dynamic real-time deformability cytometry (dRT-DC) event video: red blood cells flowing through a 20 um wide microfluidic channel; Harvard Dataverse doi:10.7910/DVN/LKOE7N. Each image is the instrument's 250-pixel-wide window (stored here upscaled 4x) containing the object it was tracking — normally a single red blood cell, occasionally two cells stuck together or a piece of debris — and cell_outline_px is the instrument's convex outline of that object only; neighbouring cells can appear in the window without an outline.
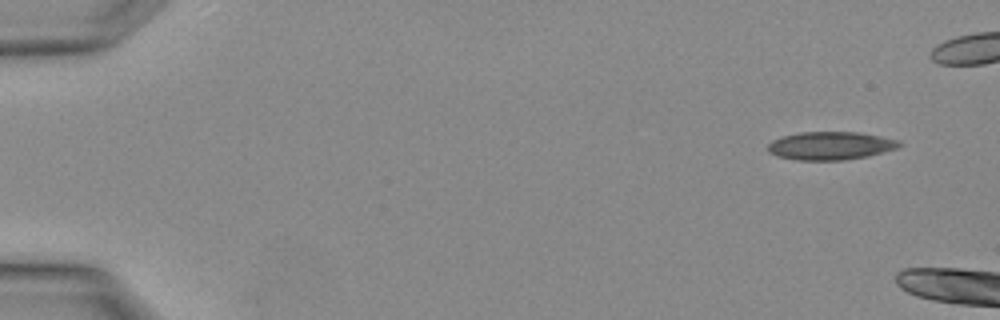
{"species": "Egyptian fruit bat (a non-hibernating species)", "species_latin": "Rousettus aegyptiacus", "temperature_condition": "warm", "stored_images_in_passage": 3, "camera_frame_rate_fps": 3000, "um_per_image_px": 0.085, "animal": {"sex": "female"}, "frame": {"image": 1, "passage_image": 1, "time_ms": 0.0, "image_size_px": [1000, 320], "cell_outline_px": [[900, 144], [896, 148], [868, 156], [844, 160], [796, 160], [776, 156], [768, 152], [768, 144], [772, 140], [780, 136], [800, 132], [860, 132], [900, 140]], "centroid_in_image_um": [70.54, 12.38], "position_along_channel_um": 14.5, "area_um2": 21.62}}